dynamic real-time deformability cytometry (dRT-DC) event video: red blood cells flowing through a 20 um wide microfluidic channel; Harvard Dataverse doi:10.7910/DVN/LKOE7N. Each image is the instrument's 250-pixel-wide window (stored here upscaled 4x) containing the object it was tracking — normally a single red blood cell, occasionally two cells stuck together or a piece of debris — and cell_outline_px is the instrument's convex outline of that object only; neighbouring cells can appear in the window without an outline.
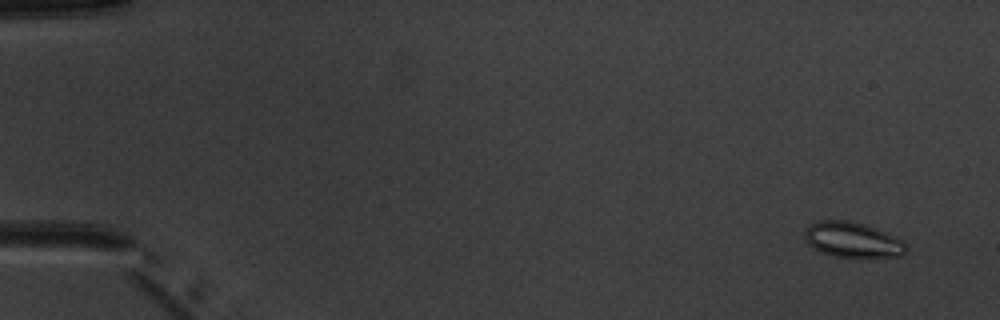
{"species": "common noctule bat (a hibernating species)", "species_latin": "Nyctalus noctula", "temperature_condition": "warm", "stored_images_in_passage": 6, "camera_frame_rate_fps": 3000, "um_per_image_px": 0.085, "animal": {"sex": "male", "body_mass_g": 20.1, "forearm_length_mm": 53.5}, "frame": {"image": 1, "passage_image": 2, "time_ms": 1.0, "image_size_px": [1000, 320], "cell_outline_px": [[908, 252], [900, 256], [872, 260], [860, 260], [832, 256], [820, 252], [808, 244], [804, 236], [804, 232], [808, 224], [820, 220], [848, 220], [868, 224], [904, 240], [908, 248]], "centroid_in_image_um": [72.54, 20.43], "position_along_channel_um": 12.5, "area_um2": 22.25}}
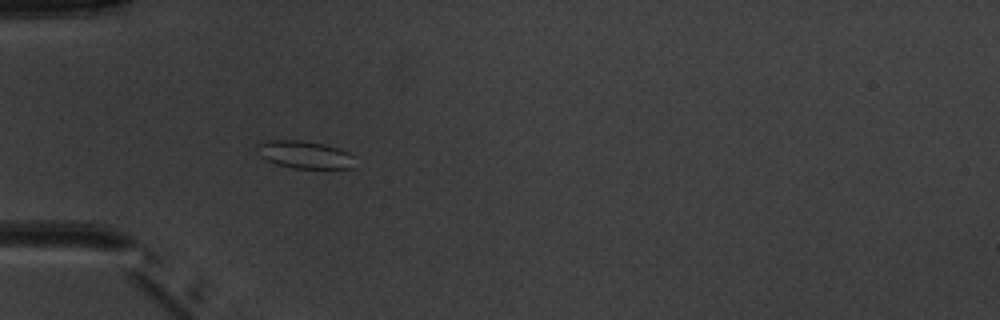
{"frame": {"image": 2, "passage_image": 6, "time_ms": 5.667, "image_size_px": [1000, 320], "cell_outline_px": [[352, 168], [292, 168], [276, 164], [260, 156], [256, 148], [256, 144], [272, 140], [300, 140], [324, 144], [340, 148], [348, 152], [352, 156]], "centroid_in_image_um": [25.87, 13.14], "position_along_channel_um": 59.1, "area_um2": 15.55}}